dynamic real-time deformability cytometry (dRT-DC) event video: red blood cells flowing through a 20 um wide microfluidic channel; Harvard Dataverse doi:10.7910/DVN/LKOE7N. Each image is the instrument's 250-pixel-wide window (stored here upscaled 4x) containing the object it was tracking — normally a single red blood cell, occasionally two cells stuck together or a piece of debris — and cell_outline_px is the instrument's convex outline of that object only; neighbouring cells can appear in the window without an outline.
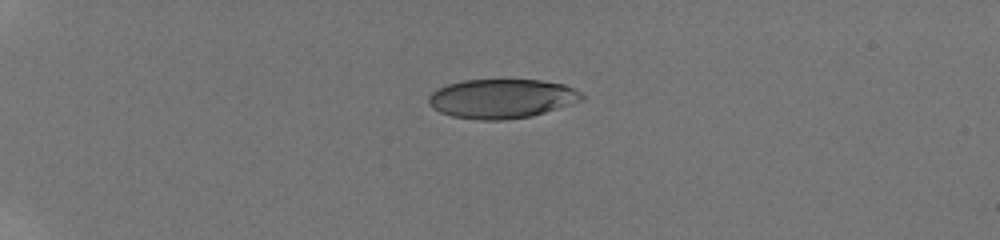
{"species": "human", "species_latin": "Homo sapiens", "temperature_condition": "room temperature", "stored_images_in_passage": 8, "camera_frame_rate_fps": 3000, "um_per_image_px": 0.085, "donor": {"sex": "male"}, "frame": {"image": 1, "passage_image": 1, "time_ms": 0.0, "image_size_px": [1000, 240], "cell_outline_px": [[584, 100], [532, 116], [504, 120], [476, 120], [452, 116], [440, 112], [432, 108], [428, 104], [428, 96], [436, 88], [448, 84], [464, 80], [540, 80], [564, 84], [580, 92], [584, 96]], "centroid_in_image_um": [42.62, 8.39], "position_along_channel_um": 42.4, "area_um2": 35.2}}
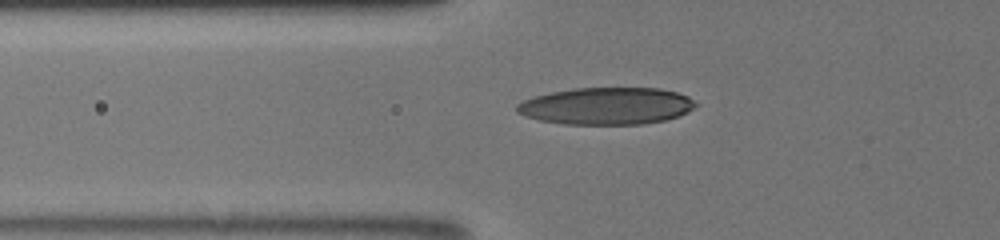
{"frame": {"image": 2, "passage_image": 7, "time_ms": 2.333, "image_size_px": [1000, 240], "cell_outline_px": [[700, 104], [688, 112], [664, 120], [644, 124], [564, 124], [540, 120], [524, 116], [516, 112], [516, 104], [524, 100], [536, 96], [552, 92], [576, 88], [660, 88], [676, 92], [688, 96]], "centroid_in_image_um": [51.57, 9.01], "position_along_channel_um": 74.2, "area_um2": 38.67}}